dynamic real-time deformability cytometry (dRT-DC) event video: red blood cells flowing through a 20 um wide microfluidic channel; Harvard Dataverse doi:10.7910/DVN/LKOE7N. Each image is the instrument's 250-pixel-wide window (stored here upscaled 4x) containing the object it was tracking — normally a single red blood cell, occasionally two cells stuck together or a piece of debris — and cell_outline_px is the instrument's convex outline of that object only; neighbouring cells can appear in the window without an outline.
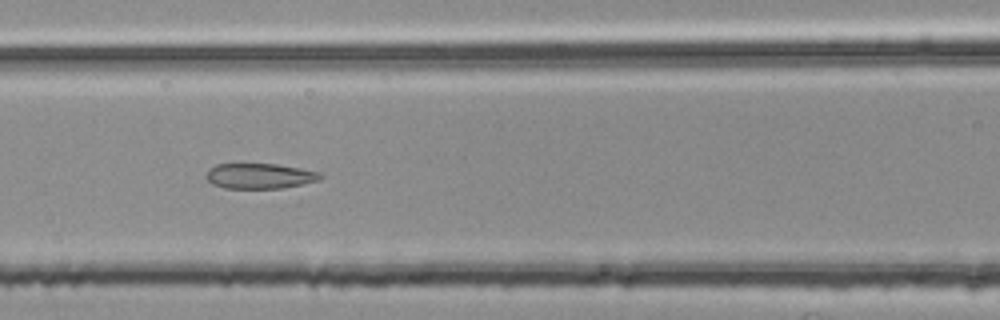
{"species": "common noctule bat (a hibernating species)", "species_latin": "Nyctalus noctula", "temperature_condition": "room temperature", "stored_images_in_passage": 54, "segment_of_instrument_passage": [2, 2], "camera_frame_rate_fps": 3000, "um_per_image_px": 0.085, "animal": {"sex": "female", "body_mass_g": 25.1}, "frame": {"image": 1, "passage_image": 24, "time_ms": 7.667, "image_size_px": [1000, 320], "cell_outline_px": [[324, 176], [320, 180], [304, 184], [284, 188], [224, 188], [212, 184], [204, 176], [216, 164], [276, 164], [300, 168], [320, 172]], "centroid_in_image_um": [22.12, 14.96], "position_along_channel_um": 144.5, "area_um2": 16.88}}
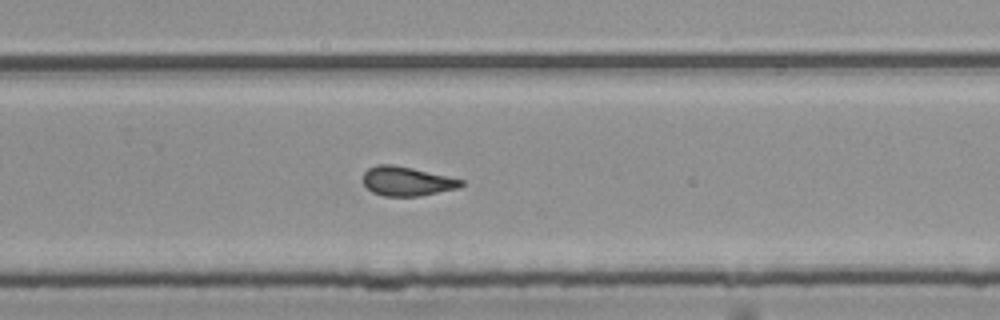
{"frame": {"image": 2, "passage_image": 36, "time_ms": 11.667, "image_size_px": [1000, 320], "cell_outline_px": [[464, 184], [460, 188], [416, 196], [384, 196], [372, 192], [364, 184], [364, 172], [368, 168], [376, 164], [392, 164], [412, 168], [464, 180]], "centroid_in_image_um": [34.58, 15.4], "position_along_channel_um": 295.2, "area_um2": 16.59}}
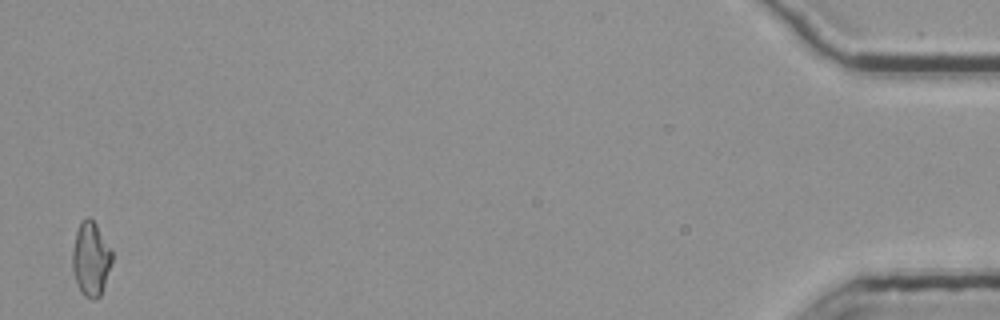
{"frame": {"image": 3, "passage_image": 54, "time_ms": 17.667, "image_size_px": [1000, 320], "cell_outline_px": [[112, 260], [104, 288], [100, 296], [96, 300], [92, 300], [84, 296], [80, 292], [76, 284], [72, 268], [72, 252], [76, 232], [80, 224], [88, 216], [96, 224], [112, 252]], "centroid_in_image_um": [7.71, 22.08], "position_along_channel_um": 427.5, "area_um2": 17.05}}